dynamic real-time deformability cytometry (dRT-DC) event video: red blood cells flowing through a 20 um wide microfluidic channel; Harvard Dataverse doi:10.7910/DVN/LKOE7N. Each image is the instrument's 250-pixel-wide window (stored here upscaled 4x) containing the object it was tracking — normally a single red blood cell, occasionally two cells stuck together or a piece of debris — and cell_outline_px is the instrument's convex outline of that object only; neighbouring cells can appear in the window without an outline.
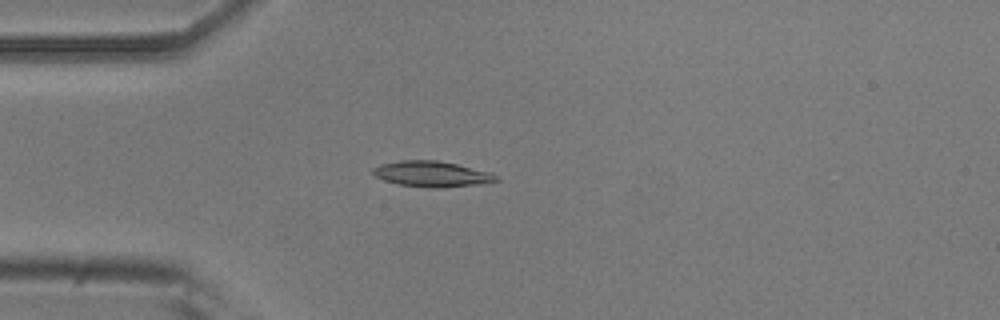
{"species": "common noctule bat (a hibernating species)", "species_latin": "Nyctalus noctula", "temperature_condition": "room temperature", "stored_images_in_passage": 39, "camera_frame_rate_fps": 3000, "um_per_image_px": 0.085, "animal": {"sex": "male", "body_mass_g": 20.5, "forearm_length_mm": 52.5}, "frame": {"image": 1, "passage_image": 1, "time_ms": 0.0, "image_size_px": [1000, 320], "cell_outline_px": [[500, 180], [476, 184], [440, 188], [432, 188], [400, 184], [384, 180], [376, 176], [372, 172], [372, 168], [380, 164], [400, 160], [436, 160], [456, 164], [488, 172], [500, 176]], "centroid_in_image_um": [36.68, 14.78], "position_along_channel_um": 48.3, "area_um2": 18.21}}
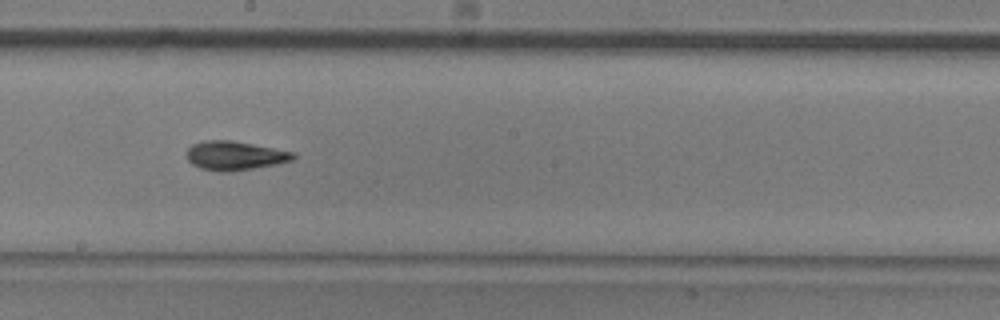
{"frame": {"image": 2, "passage_image": 16, "time_ms": 5.0, "image_size_px": [1000, 320], "cell_outline_px": [[296, 156], [292, 160], [276, 164], [228, 172], [220, 172], [200, 168], [192, 164], [188, 160], [188, 148], [192, 144], [204, 140], [232, 140], [296, 152]], "centroid_in_image_um": [19.97, 13.22], "position_along_channel_um": 228.2, "area_um2": 17.98}}
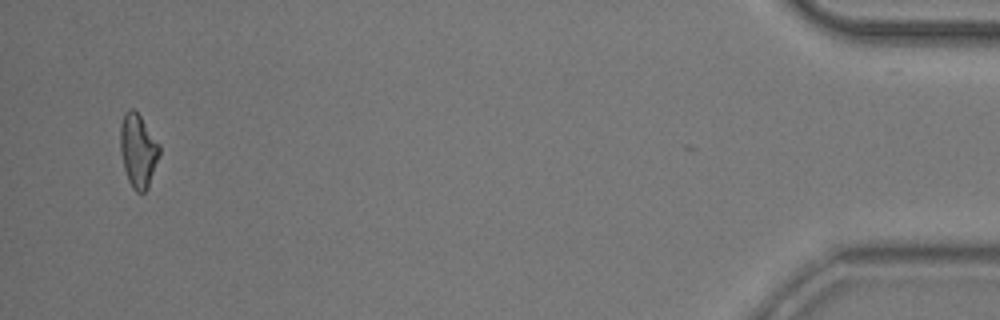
{"frame": {"image": 3, "passage_image": 38, "time_ms": 12.333, "image_size_px": [1000, 320], "cell_outline_px": [[160, 152], [148, 188], [144, 192], [136, 192], [132, 188], [128, 180], [124, 168], [120, 152], [120, 124], [124, 112], [128, 108], [132, 108], [140, 116], [160, 144]], "centroid_in_image_um": [11.72, 12.79], "position_along_channel_um": 423.5, "area_um2": 16.82}, "authors_computed_cell_mechanics": {"area_um2": 16.8198, "velocity_mm_per_s": 3.8171, "shape_relaxation_time_tau1_ms": 5.9994, "shape_relaxation_time_tau2_ms": 3.1698, "deformation_change_tau1": 0.1648, "deformation_change_tau2": 0.1091}}